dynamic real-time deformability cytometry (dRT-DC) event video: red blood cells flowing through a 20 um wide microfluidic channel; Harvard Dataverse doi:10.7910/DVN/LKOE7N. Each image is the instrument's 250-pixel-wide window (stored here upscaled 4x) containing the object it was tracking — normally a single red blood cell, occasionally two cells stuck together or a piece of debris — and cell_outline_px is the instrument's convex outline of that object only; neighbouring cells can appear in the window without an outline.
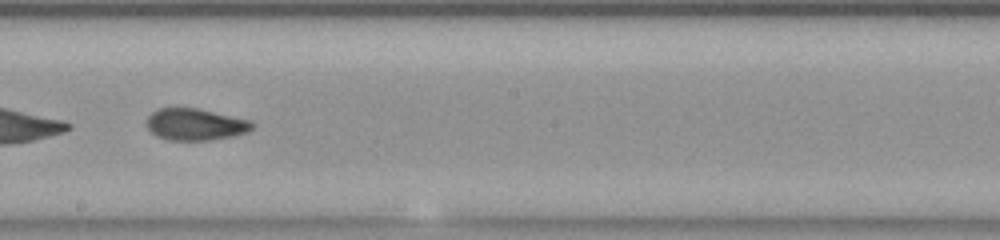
{"species": "common noctule bat (a hibernating species)", "species_latin": "Nyctalus noctula", "temperature_condition": "room temperature", "stored_images_in_passage": 23, "camera_frame_rate_fps": 3000, "um_per_image_px": 0.085, "animal": {"sex": "female", "body_mass_g": 23.0, "forearm_length_mm": 53.4}, "frame": {"image": 1, "passage_image": 14, "time_ms": 4.333, "image_size_px": [1000, 240], "cell_outline_px": [[256, 124], [248, 132], [232, 136], [208, 140], [168, 140], [156, 136], [148, 128], [148, 116], [156, 108], [200, 108], [252, 120]], "centroid_in_image_um": [16.65, 10.56], "position_along_channel_um": 231.6, "area_um2": 19.71}}
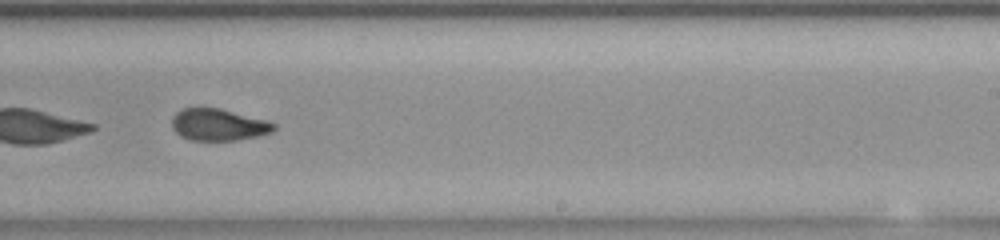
{"frame": {"image": 2, "passage_image": 17, "time_ms": 5.333, "image_size_px": [1000, 240], "cell_outline_px": [[276, 128], [272, 132], [256, 136], [236, 140], [192, 140], [180, 136], [172, 128], [172, 116], [180, 108], [220, 108], [268, 120], [276, 124]], "centroid_in_image_um": [18.56, 10.59], "position_along_channel_um": 270.4, "area_um2": 19.02}}